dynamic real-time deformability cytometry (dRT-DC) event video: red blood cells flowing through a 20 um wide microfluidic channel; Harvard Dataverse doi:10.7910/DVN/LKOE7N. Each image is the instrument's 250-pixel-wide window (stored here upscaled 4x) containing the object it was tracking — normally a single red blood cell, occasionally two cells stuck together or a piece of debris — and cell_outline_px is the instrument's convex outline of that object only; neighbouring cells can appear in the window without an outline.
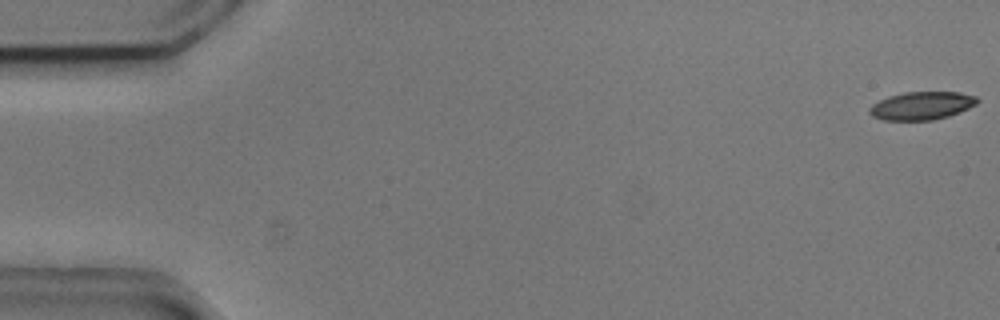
{"species": "common noctule bat (a hibernating species)", "species_latin": "Nyctalus noctula", "temperature_condition": "cold", "stored_images_in_passage": 5, "camera_frame_rate_fps": 3000, "um_per_image_px": 0.085, "animal": {"sex": "male", "body_mass_g": 20.5, "forearm_length_mm": 52.5}, "frame": {"image": 1, "passage_image": 1, "time_ms": 0.0, "image_size_px": [1000, 320], "cell_outline_px": [[980, 100], [976, 104], [960, 112], [948, 116], [932, 120], [884, 120], [872, 116], [868, 112], [868, 108], [872, 104], [888, 96], [904, 92], [960, 92], [976, 96]], "centroid_in_image_um": [78.34, 8.98], "position_along_channel_um": 6.7, "area_um2": 17.69}}
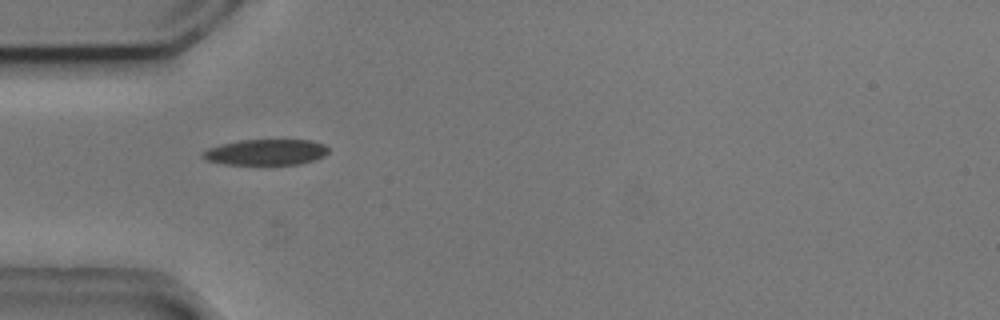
{"frame": {"image": 2, "passage_image": 5, "time_ms": 1.333, "image_size_px": [1000, 320], "cell_outline_px": [[328, 152], [324, 156], [300, 164], [224, 164], [208, 160], [200, 156], [200, 152], [208, 148], [220, 144], [240, 140], [312, 140], [324, 144], [328, 148]], "centroid_in_image_um": [22.58, 12.92], "position_along_channel_um": 62.4, "area_um2": 18.9}}